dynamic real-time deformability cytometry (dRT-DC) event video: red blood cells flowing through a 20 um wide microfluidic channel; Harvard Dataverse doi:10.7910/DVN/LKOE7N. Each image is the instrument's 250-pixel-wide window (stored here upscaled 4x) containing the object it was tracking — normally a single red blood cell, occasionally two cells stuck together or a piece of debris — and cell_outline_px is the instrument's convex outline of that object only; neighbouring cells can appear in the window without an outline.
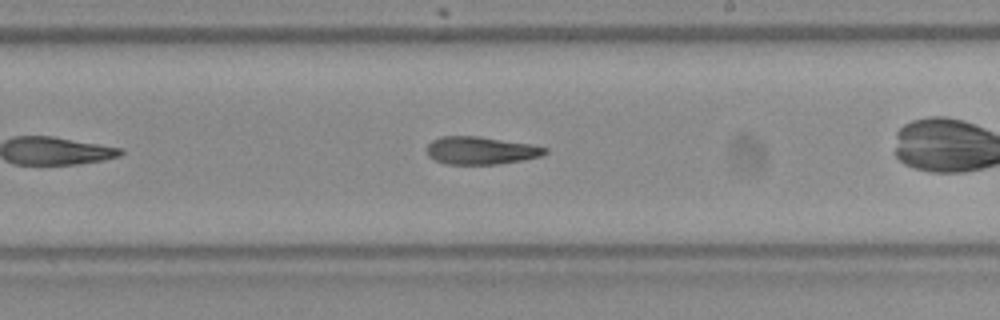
{"species": "Egyptian fruit bat (a non-hibernating species)", "species_latin": "Rousettus aegyptiacus", "temperature_condition": "room temperature", "stored_images_in_passage": 24, "camera_frame_rate_fps": 3000, "um_per_image_px": 0.085, "frame": {"image": 1, "passage_image": 17, "time_ms": 5.333, "image_size_px": [1000, 320], "cell_outline_px": [[548, 152], [540, 156], [524, 160], [496, 164], [448, 164], [436, 160], [428, 156], [428, 144], [432, 140], [440, 136], [480, 136], [532, 144], [548, 148]], "centroid_in_image_um": [40.9, 12.78], "position_along_channel_um": 248.1, "area_um2": 19.13}}